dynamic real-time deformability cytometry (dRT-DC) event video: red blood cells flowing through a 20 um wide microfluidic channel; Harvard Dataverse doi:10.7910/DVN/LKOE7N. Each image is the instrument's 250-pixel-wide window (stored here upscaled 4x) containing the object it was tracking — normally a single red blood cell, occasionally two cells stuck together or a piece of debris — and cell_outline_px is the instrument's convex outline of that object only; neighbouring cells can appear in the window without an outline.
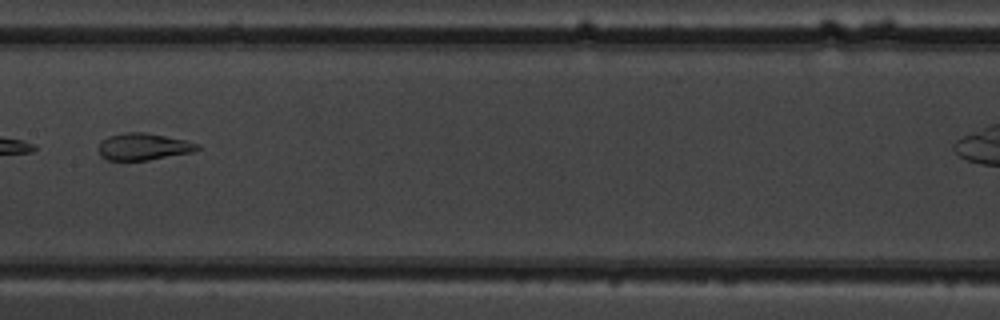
{"species": "common noctule bat (a hibernating species)", "species_latin": "Nyctalus noctula", "temperature_condition": "warm", "stored_images_in_passage": 6, "camera_frame_rate_fps": 3000, "um_per_image_px": 0.085, "animal": {"sex": "male", "body_mass_g": 19.5, "forearm_length_mm": 54.6}, "frame": {"image": 1, "passage_image": 4, "time_ms": 3.667, "image_size_px": [1000, 320], "cell_outline_px": [[200, 148], [192, 152], [148, 160], [108, 160], [100, 156], [96, 148], [100, 140], [108, 136], [124, 132], [144, 132], [184, 140], [200, 144]], "centroid_in_image_um": [12.12, 12.46], "position_along_channel_um": 195.3, "area_um2": 15.61}}